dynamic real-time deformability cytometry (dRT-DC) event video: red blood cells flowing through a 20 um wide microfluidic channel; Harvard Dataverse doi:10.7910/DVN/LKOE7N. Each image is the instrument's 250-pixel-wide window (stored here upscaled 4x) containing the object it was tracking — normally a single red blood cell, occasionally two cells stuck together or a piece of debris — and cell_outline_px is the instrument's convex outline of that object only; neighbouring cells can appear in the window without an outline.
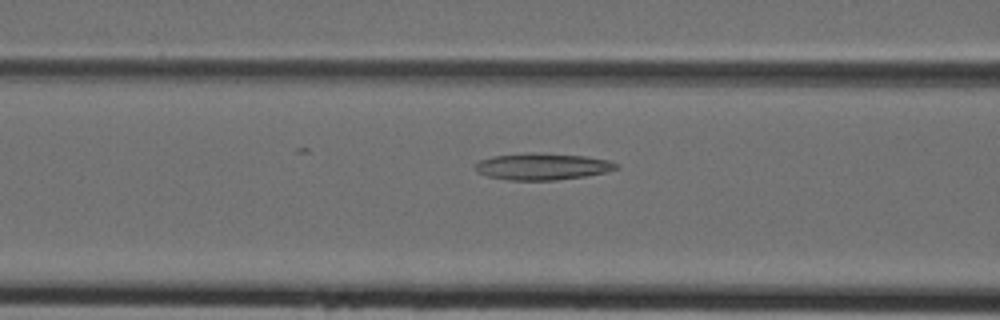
{"species": "Egyptian fruit bat (a non-hibernating species)", "species_latin": "Rousettus aegyptiacus", "temperature_condition": "cold", "stored_images_in_passage": 31, "camera_frame_rate_fps": 3000, "um_per_image_px": 0.085, "animal": {"sex": "female"}, "frame": {"image": 1, "passage_image": 6, "time_ms": 1.667, "image_size_px": [1000, 320], "cell_outline_px": [[620, 168], [608, 172], [584, 176], [556, 180], [508, 180], [488, 176], [480, 172], [476, 168], [476, 164], [480, 160], [492, 156], [584, 156], [608, 160], [620, 164]], "centroid_in_image_um": [46.2, 14.21], "position_along_channel_um": 120.4, "area_um2": 20.52}}
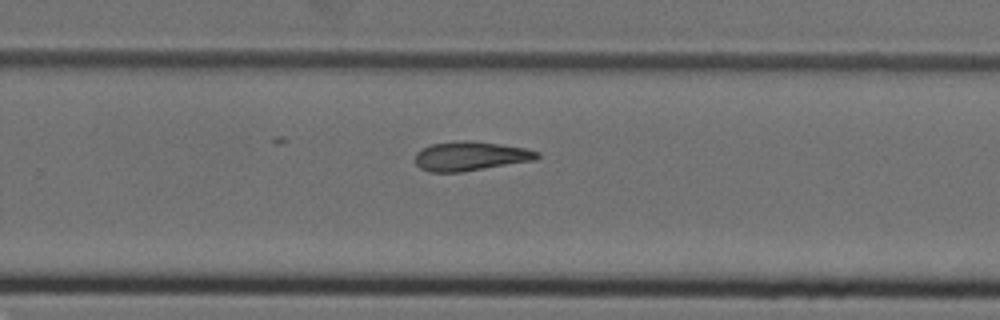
{"frame": {"image": 2, "passage_image": 17, "time_ms": 5.333, "image_size_px": [1000, 320], "cell_outline_px": [[540, 156], [536, 160], [460, 172], [428, 172], [420, 168], [416, 164], [416, 152], [420, 148], [432, 144], [456, 140], [468, 140], [500, 144], [524, 148], [540, 152]], "centroid_in_image_um": [39.97, 13.26], "position_along_channel_um": 289.8, "area_um2": 20.87}}
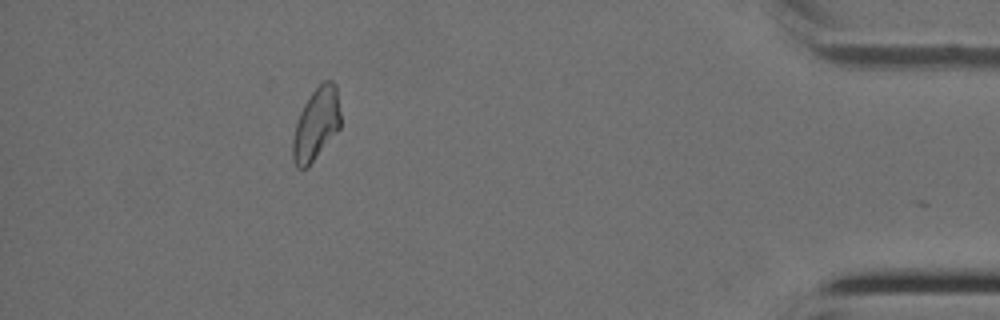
{"frame": {"image": 3, "passage_image": 28, "time_ms": 9.0, "image_size_px": [1000, 320], "cell_outline_px": [[340, 128], [308, 168], [296, 168], [292, 160], [292, 140], [296, 124], [300, 112], [304, 104], [312, 92], [324, 80], [332, 80], [336, 84], [340, 112]], "centroid_in_image_um": [26.87, 10.57], "position_along_channel_um": 408.3, "area_um2": 20.23}}